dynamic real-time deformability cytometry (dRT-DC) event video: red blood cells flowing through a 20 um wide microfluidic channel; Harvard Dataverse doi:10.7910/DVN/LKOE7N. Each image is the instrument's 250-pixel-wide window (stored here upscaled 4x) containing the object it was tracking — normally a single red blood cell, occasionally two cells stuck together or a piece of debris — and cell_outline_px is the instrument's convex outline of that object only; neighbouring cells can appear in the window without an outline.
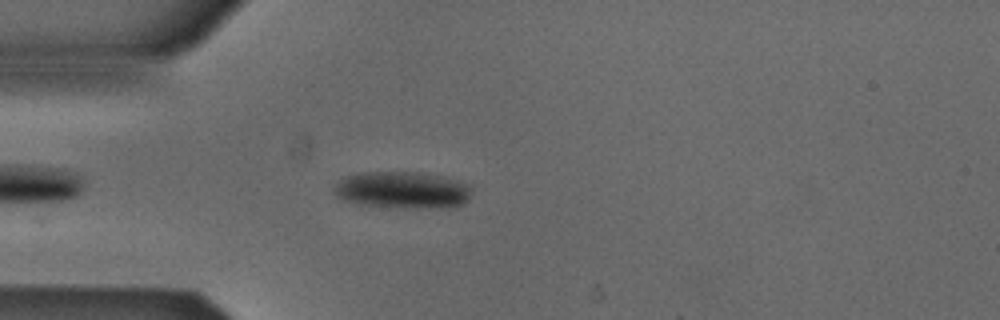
{"species": "Egyptian fruit bat (a non-hibernating species)", "species_latin": "Rousettus aegyptiacus", "temperature_condition": "cold", "stored_images_in_passage": 20, "camera_frame_rate_fps": 3000, "um_per_image_px": 0.085, "animal": {"sex": "male"}, "frame": {"image": 1, "passage_image": 3, "time_ms": 0.667, "image_size_px": [1000, 320], "cell_outline_px": [[468, 196], [464, 204], [452, 208], [400, 208], [356, 204], [340, 200], [332, 192], [332, 188], [340, 180], [348, 176], [364, 172], [416, 172], [444, 176], [460, 180], [468, 184]], "centroid_in_image_um": [34.17, 16.17], "position_along_channel_um": 50.8, "area_um2": 30.0}}
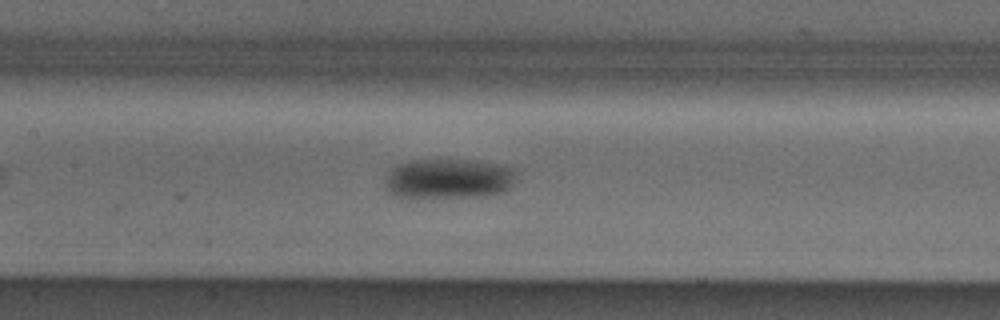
{"frame": {"image": 2, "passage_image": 13, "time_ms": 4.0, "image_size_px": [1000, 320], "cell_outline_px": [[516, 176], [512, 184], [504, 192], [476, 196], [392, 196], [388, 192], [384, 184], [392, 168], [396, 164], [408, 160], [476, 160], [500, 164], [516, 168]], "centroid_in_image_um": [38.15, 15.15], "position_along_channel_um": 169.2, "area_um2": 30.4}}
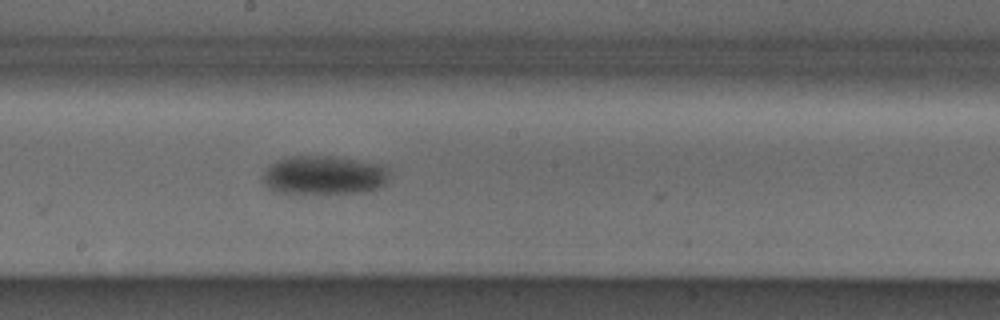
{"frame": {"image": 3, "passage_image": 17, "time_ms": 5.333, "image_size_px": [1000, 320], "cell_outline_px": [[388, 180], [380, 188], [368, 192], [272, 192], [264, 184], [264, 172], [272, 164], [284, 156], [332, 156], [384, 164], [388, 168]], "centroid_in_image_um": [27.58, 14.87], "position_along_channel_um": 220.6, "area_um2": 28.55}}